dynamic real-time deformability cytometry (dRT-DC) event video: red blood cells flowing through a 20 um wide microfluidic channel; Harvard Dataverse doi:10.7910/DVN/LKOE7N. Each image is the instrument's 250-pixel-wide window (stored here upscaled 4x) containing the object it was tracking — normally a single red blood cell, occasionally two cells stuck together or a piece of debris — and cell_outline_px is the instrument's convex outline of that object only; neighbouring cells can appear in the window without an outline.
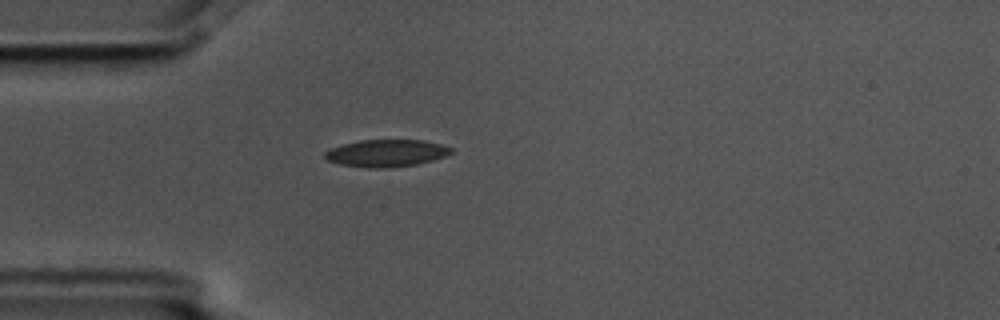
{"species": "common noctule bat (a hibernating species)", "species_latin": "Nyctalus noctula", "temperature_condition": "cold", "stored_images_in_passage": 1, "camera_frame_rate_fps": 3000, "um_per_image_px": 0.085, "animal": {"sex": "male", "body_mass_g": 17.5, "forearm_length_mm": 52.3}, "frame": {"image": 1, "passage_image": 1, "time_ms": 0.0, "image_size_px": [1000, 320], "cell_outline_px": [[452, 152], [444, 156], [432, 160], [416, 164], [384, 168], [368, 168], [340, 164], [328, 160], [324, 156], [324, 152], [332, 148], [344, 144], [360, 140], [424, 140], [440, 144], [452, 148]], "centroid_in_image_um": [32.83, 13.01], "position_along_channel_um": 52.2, "area_um2": 19.77}}